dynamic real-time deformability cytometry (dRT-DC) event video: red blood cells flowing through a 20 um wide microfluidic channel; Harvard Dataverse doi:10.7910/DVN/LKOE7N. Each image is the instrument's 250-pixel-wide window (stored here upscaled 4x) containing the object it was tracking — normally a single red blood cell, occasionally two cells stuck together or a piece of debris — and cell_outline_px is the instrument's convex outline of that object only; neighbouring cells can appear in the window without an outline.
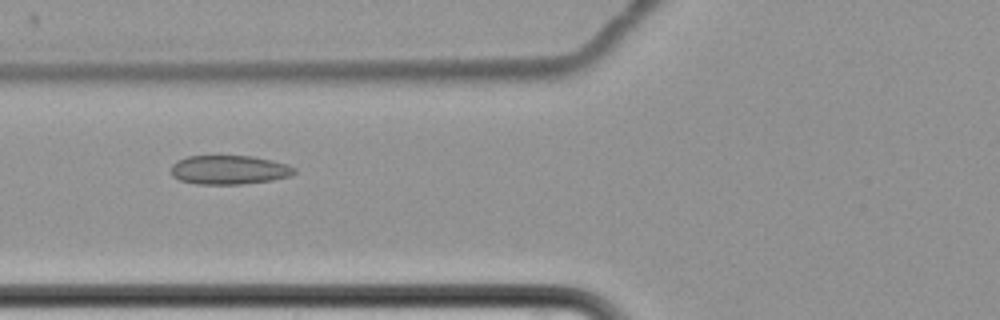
{"species": "common noctule bat (a hibernating species)", "species_latin": "Nyctalus noctula", "temperature_condition": "cold", "stored_images_in_passage": 12, "camera_frame_rate_fps": 3000, "um_per_image_px": 0.085, "animal": {"sex": "female", "body_mass_g": 22.7, "forearm_length_mm": 54.2}, "frame": {"image": 1, "passage_image": 7, "time_ms": 8.333, "image_size_px": [1000, 320], "cell_outline_px": [[296, 172], [288, 176], [272, 180], [240, 184], [196, 184], [180, 180], [172, 176], [172, 164], [176, 160], [188, 156], [252, 156], [272, 160], [288, 164], [296, 168]], "centroid_in_image_um": [19.47, 14.43], "position_along_channel_um": 106.3, "area_um2": 20.87}}
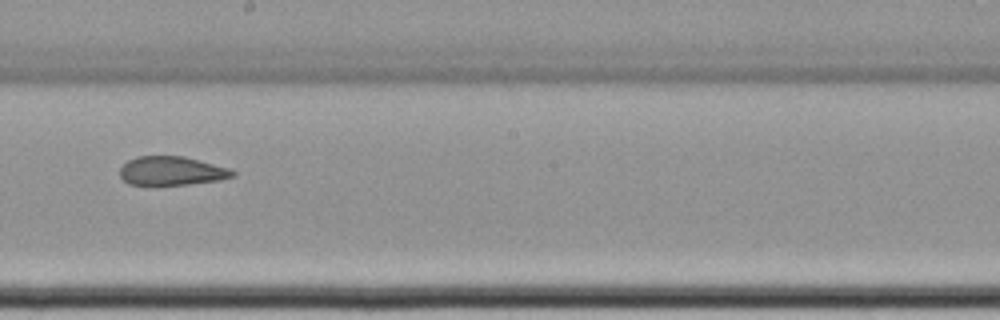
{"frame": {"image": 2, "passage_image": 10, "time_ms": 12.0, "image_size_px": [1000, 320], "cell_outline_px": [[236, 176], [220, 180], [188, 184], [128, 184], [120, 176], [120, 168], [128, 160], [136, 156], [184, 156], [232, 168], [236, 172]], "centroid_in_image_um": [14.65, 14.51], "position_along_channel_um": 233.6, "area_um2": 19.02}}
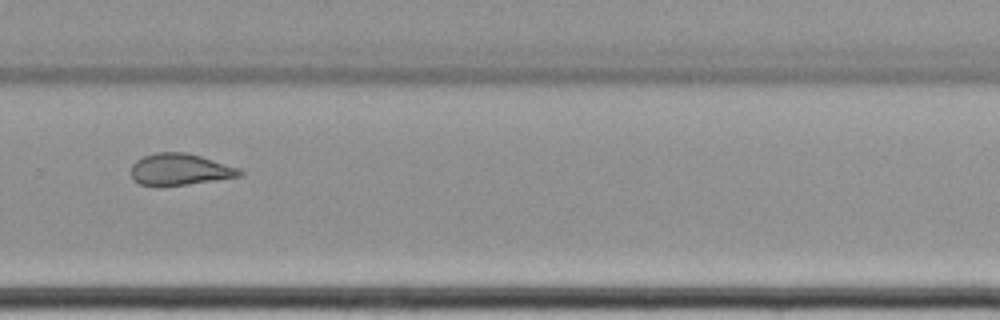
{"frame": {"image": 3, "passage_image": 12, "time_ms": 14.333, "image_size_px": [1000, 320], "cell_outline_px": [[244, 172], [240, 176], [188, 184], [140, 184], [132, 180], [132, 164], [136, 160], [144, 156], [156, 152], [184, 152], [200, 156], [240, 168]], "centroid_in_image_um": [15.3, 14.38], "position_along_channel_um": 314.5, "area_um2": 19.54}}